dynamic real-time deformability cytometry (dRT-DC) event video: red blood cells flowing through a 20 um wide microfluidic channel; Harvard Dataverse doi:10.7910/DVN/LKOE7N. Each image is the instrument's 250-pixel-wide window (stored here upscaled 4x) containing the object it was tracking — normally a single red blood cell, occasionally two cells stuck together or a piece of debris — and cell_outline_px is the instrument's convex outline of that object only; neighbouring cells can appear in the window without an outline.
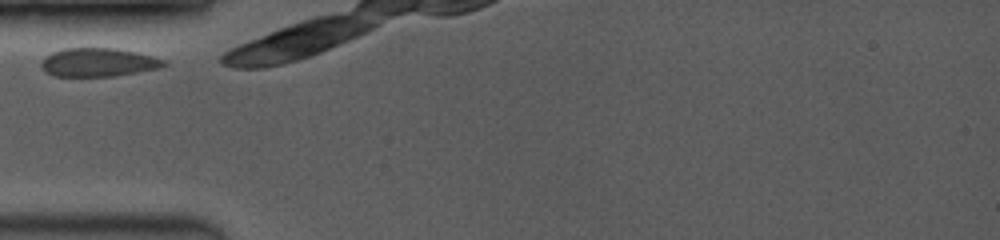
{"species": "common noctule bat (a hibernating species)", "species_latin": "Nyctalus noctula", "temperature_condition": "room temperature", "stored_images_in_passage": 7, "camera_frame_rate_fps": 3500, "um_per_image_px": 0.085, "animal": {"sex": "female", "body_mass_g": 19.0, "forearm_length_mm": 53.3}, "frame": {"image": 1, "passage_image": 1, "time_ms": 0.0, "image_size_px": [1000, 240], "cell_outline_px": [[168, 64], [160, 68], [116, 76], [52, 76], [44, 72], [40, 68], [40, 60], [44, 56], [52, 52], [64, 48], [116, 48], [136, 52], [168, 60]], "centroid_in_image_um": [8.33, 5.3], "position_along_channel_um": 76.7, "area_um2": 20.81}}